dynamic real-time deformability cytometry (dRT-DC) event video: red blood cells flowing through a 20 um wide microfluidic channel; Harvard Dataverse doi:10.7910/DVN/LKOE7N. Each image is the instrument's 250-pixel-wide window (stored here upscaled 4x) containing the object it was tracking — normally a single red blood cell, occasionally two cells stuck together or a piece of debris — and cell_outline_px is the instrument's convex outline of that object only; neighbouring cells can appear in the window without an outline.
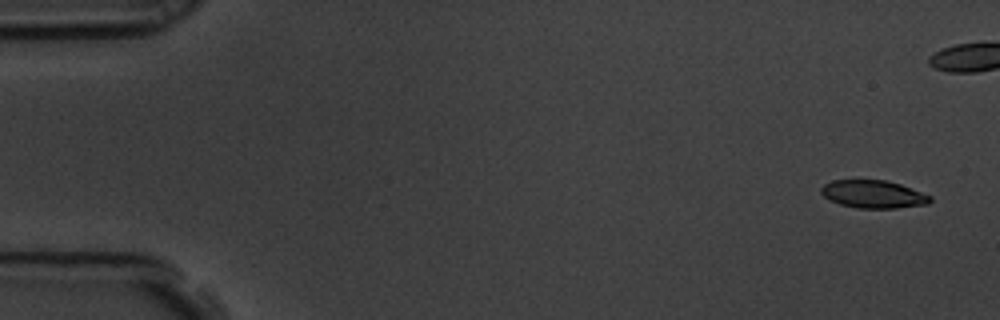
{"species": "common noctule bat (a hibernating species)", "species_latin": "Nyctalus noctula", "temperature_condition": "room temperature", "stored_images_in_passage": 45, "camera_frame_rate_fps": 3000, "um_per_image_px": 0.085, "animal": {"sex": "male", "body_mass_g": 19.5, "forearm_length_mm": 54.6}, "frame": {"image": 1, "passage_image": 1, "time_ms": 0.0, "image_size_px": [1000, 320], "cell_outline_px": [[932, 200], [928, 204], [896, 208], [856, 208], [840, 204], [828, 200], [820, 192], [820, 188], [824, 184], [832, 180], [884, 180], [900, 184], [932, 196]], "centroid_in_image_um": [74.21, 16.51], "position_along_channel_um": 10.8, "area_um2": 17.74}}
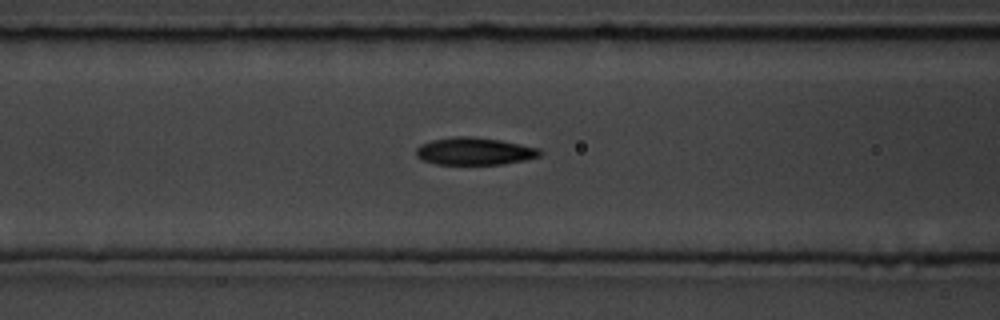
{"frame": {"image": 2, "passage_image": 22, "time_ms": 7.0, "image_size_px": [1000, 320], "cell_outline_px": [[544, 152], [540, 156], [524, 160], [504, 164], [436, 164], [424, 160], [416, 156], [416, 148], [420, 144], [432, 140], [456, 136], [472, 136], [500, 140], [540, 148]], "centroid_in_image_um": [40.35, 12.85], "position_along_channel_um": 126.2, "area_um2": 19.83}}
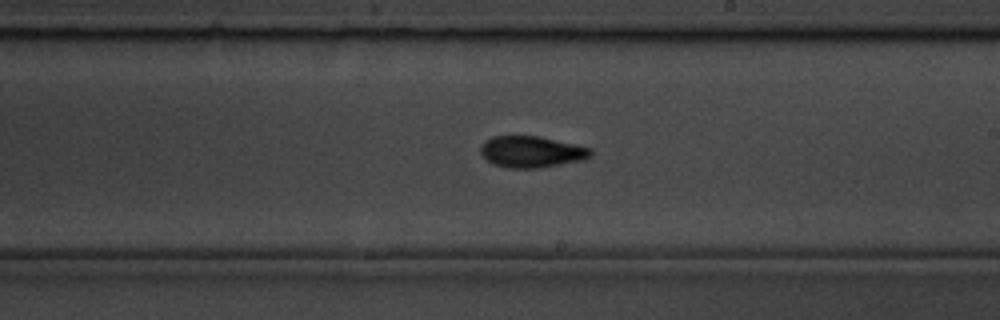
{"frame": {"image": 3, "passage_image": 32, "time_ms": 10.333, "image_size_px": [1000, 320], "cell_outline_px": [[592, 156], [584, 160], [540, 168], [508, 168], [492, 164], [480, 152], [480, 148], [492, 136], [540, 136], [592, 148]], "centroid_in_image_um": [45.23, 12.91], "position_along_channel_um": 243.8, "area_um2": 20.17}}